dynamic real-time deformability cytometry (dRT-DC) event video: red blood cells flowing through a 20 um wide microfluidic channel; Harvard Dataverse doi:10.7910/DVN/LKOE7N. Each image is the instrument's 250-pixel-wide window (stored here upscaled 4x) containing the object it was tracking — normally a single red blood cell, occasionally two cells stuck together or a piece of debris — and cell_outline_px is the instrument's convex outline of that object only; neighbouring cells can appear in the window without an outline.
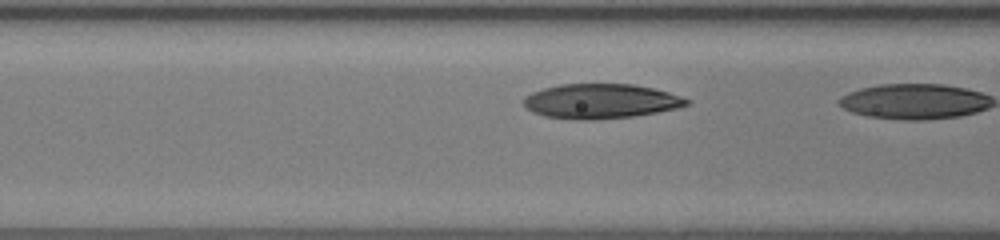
{"species": "human", "species_latin": "Homo sapiens", "temperature_condition": "room temperature", "stored_images_in_passage": 8, "camera_frame_rate_fps": 3000, "um_per_image_px": 0.085, "donor": {"sex": "female"}, "frame": {"image": 1, "passage_image": 7, "time_ms": 2.0, "image_size_px": [1000, 240], "cell_outline_px": [[692, 100], [688, 104], [676, 108], [656, 112], [632, 116], [592, 120], [584, 120], [544, 116], [532, 112], [524, 104], [524, 96], [532, 92], [544, 88], [560, 84], [632, 84], [652, 88], [668, 92]], "centroid_in_image_um": [51.05, 8.6], "position_along_channel_um": 115.6, "area_um2": 32.71}}